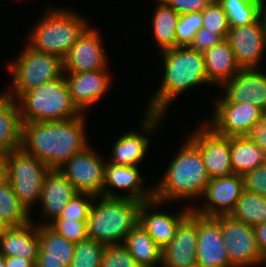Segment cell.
Segmentation results:
<instances>
[{
  "label": "cell",
  "instance_id": "39",
  "mask_svg": "<svg viewBox=\"0 0 266 267\" xmlns=\"http://www.w3.org/2000/svg\"><path fill=\"white\" fill-rule=\"evenodd\" d=\"M100 267H141L123 243L104 246Z\"/></svg>",
  "mask_w": 266,
  "mask_h": 267
},
{
  "label": "cell",
  "instance_id": "10",
  "mask_svg": "<svg viewBox=\"0 0 266 267\" xmlns=\"http://www.w3.org/2000/svg\"><path fill=\"white\" fill-rule=\"evenodd\" d=\"M105 164L89 145L74 154L59 170L77 192L102 196Z\"/></svg>",
  "mask_w": 266,
  "mask_h": 267
},
{
  "label": "cell",
  "instance_id": "19",
  "mask_svg": "<svg viewBox=\"0 0 266 267\" xmlns=\"http://www.w3.org/2000/svg\"><path fill=\"white\" fill-rule=\"evenodd\" d=\"M197 213L193 210L179 223L175 236L163 249L162 267H189L197 263Z\"/></svg>",
  "mask_w": 266,
  "mask_h": 267
},
{
  "label": "cell",
  "instance_id": "22",
  "mask_svg": "<svg viewBox=\"0 0 266 267\" xmlns=\"http://www.w3.org/2000/svg\"><path fill=\"white\" fill-rule=\"evenodd\" d=\"M161 204L163 202L156 199L142 202L139 209V224L163 250L171 242L179 223L191 212L192 207L188 206L187 209L171 215L154 210Z\"/></svg>",
  "mask_w": 266,
  "mask_h": 267
},
{
  "label": "cell",
  "instance_id": "41",
  "mask_svg": "<svg viewBox=\"0 0 266 267\" xmlns=\"http://www.w3.org/2000/svg\"><path fill=\"white\" fill-rule=\"evenodd\" d=\"M222 40L224 39L218 33L212 32L208 28H201L189 47L194 51L204 53Z\"/></svg>",
  "mask_w": 266,
  "mask_h": 267
},
{
  "label": "cell",
  "instance_id": "8",
  "mask_svg": "<svg viewBox=\"0 0 266 267\" xmlns=\"http://www.w3.org/2000/svg\"><path fill=\"white\" fill-rule=\"evenodd\" d=\"M6 180L14 193L30 212L35 202L40 201L45 175L50 168L22 148L12 150L5 157Z\"/></svg>",
  "mask_w": 266,
  "mask_h": 267
},
{
  "label": "cell",
  "instance_id": "11",
  "mask_svg": "<svg viewBox=\"0 0 266 267\" xmlns=\"http://www.w3.org/2000/svg\"><path fill=\"white\" fill-rule=\"evenodd\" d=\"M199 148L210 179L233 174L231 166V137L215 133L207 123L189 136Z\"/></svg>",
  "mask_w": 266,
  "mask_h": 267
},
{
  "label": "cell",
  "instance_id": "40",
  "mask_svg": "<svg viewBox=\"0 0 266 267\" xmlns=\"http://www.w3.org/2000/svg\"><path fill=\"white\" fill-rule=\"evenodd\" d=\"M244 189L266 197V163L243 175Z\"/></svg>",
  "mask_w": 266,
  "mask_h": 267
},
{
  "label": "cell",
  "instance_id": "50",
  "mask_svg": "<svg viewBox=\"0 0 266 267\" xmlns=\"http://www.w3.org/2000/svg\"><path fill=\"white\" fill-rule=\"evenodd\" d=\"M189 267H202L201 265H199L198 263L194 264V265H191Z\"/></svg>",
  "mask_w": 266,
  "mask_h": 267
},
{
  "label": "cell",
  "instance_id": "45",
  "mask_svg": "<svg viewBox=\"0 0 266 267\" xmlns=\"http://www.w3.org/2000/svg\"><path fill=\"white\" fill-rule=\"evenodd\" d=\"M5 267H35V264L24 257H5Z\"/></svg>",
  "mask_w": 266,
  "mask_h": 267
},
{
  "label": "cell",
  "instance_id": "27",
  "mask_svg": "<svg viewBox=\"0 0 266 267\" xmlns=\"http://www.w3.org/2000/svg\"><path fill=\"white\" fill-rule=\"evenodd\" d=\"M203 57L208 80L216 87L230 81L241 70L226 39L204 52Z\"/></svg>",
  "mask_w": 266,
  "mask_h": 267
},
{
  "label": "cell",
  "instance_id": "46",
  "mask_svg": "<svg viewBox=\"0 0 266 267\" xmlns=\"http://www.w3.org/2000/svg\"><path fill=\"white\" fill-rule=\"evenodd\" d=\"M6 181V164L4 157H0V185Z\"/></svg>",
  "mask_w": 266,
  "mask_h": 267
},
{
  "label": "cell",
  "instance_id": "30",
  "mask_svg": "<svg viewBox=\"0 0 266 267\" xmlns=\"http://www.w3.org/2000/svg\"><path fill=\"white\" fill-rule=\"evenodd\" d=\"M158 5L153 14L154 37L161 51L176 48V24L180 17L172 7L163 0H157Z\"/></svg>",
  "mask_w": 266,
  "mask_h": 267
},
{
  "label": "cell",
  "instance_id": "18",
  "mask_svg": "<svg viewBox=\"0 0 266 267\" xmlns=\"http://www.w3.org/2000/svg\"><path fill=\"white\" fill-rule=\"evenodd\" d=\"M163 116L164 114L145 112V118L143 117V123L140 125L143 133L140 134L139 132L131 131L119 137L112 148L113 152L109 158V163L124 166H138L144 159L149 148L150 139L144 133L149 134L150 132L151 134L156 130Z\"/></svg>",
  "mask_w": 266,
  "mask_h": 267
},
{
  "label": "cell",
  "instance_id": "23",
  "mask_svg": "<svg viewBox=\"0 0 266 267\" xmlns=\"http://www.w3.org/2000/svg\"><path fill=\"white\" fill-rule=\"evenodd\" d=\"M76 193L78 192L59 169H50L45 175L40 197L42 215L50 220L42 224L48 225V222L59 217Z\"/></svg>",
  "mask_w": 266,
  "mask_h": 267
},
{
  "label": "cell",
  "instance_id": "32",
  "mask_svg": "<svg viewBox=\"0 0 266 267\" xmlns=\"http://www.w3.org/2000/svg\"><path fill=\"white\" fill-rule=\"evenodd\" d=\"M0 217L9 226H22L32 221L29 211L21 203L7 180L0 185Z\"/></svg>",
  "mask_w": 266,
  "mask_h": 267
},
{
  "label": "cell",
  "instance_id": "37",
  "mask_svg": "<svg viewBox=\"0 0 266 267\" xmlns=\"http://www.w3.org/2000/svg\"><path fill=\"white\" fill-rule=\"evenodd\" d=\"M86 222L68 218H55L48 223V226L68 241L78 243L88 237Z\"/></svg>",
  "mask_w": 266,
  "mask_h": 267
},
{
  "label": "cell",
  "instance_id": "20",
  "mask_svg": "<svg viewBox=\"0 0 266 267\" xmlns=\"http://www.w3.org/2000/svg\"><path fill=\"white\" fill-rule=\"evenodd\" d=\"M143 177L138 166L115 165L109 162L105 164L104 184L102 196L107 198H129L140 202L154 199V190L143 188ZM110 189H109V188ZM112 187L128 191L125 195L119 196L112 191ZM146 190V191H145Z\"/></svg>",
  "mask_w": 266,
  "mask_h": 267
},
{
  "label": "cell",
  "instance_id": "28",
  "mask_svg": "<svg viewBox=\"0 0 266 267\" xmlns=\"http://www.w3.org/2000/svg\"><path fill=\"white\" fill-rule=\"evenodd\" d=\"M123 244L141 267L162 264L163 250L139 223L128 233Z\"/></svg>",
  "mask_w": 266,
  "mask_h": 267
},
{
  "label": "cell",
  "instance_id": "4",
  "mask_svg": "<svg viewBox=\"0 0 266 267\" xmlns=\"http://www.w3.org/2000/svg\"><path fill=\"white\" fill-rule=\"evenodd\" d=\"M98 199L99 203L93 201L89 211L87 236L104 245L124 243L128 233L139 223L142 202L103 196Z\"/></svg>",
  "mask_w": 266,
  "mask_h": 267
},
{
  "label": "cell",
  "instance_id": "1",
  "mask_svg": "<svg viewBox=\"0 0 266 267\" xmlns=\"http://www.w3.org/2000/svg\"><path fill=\"white\" fill-rule=\"evenodd\" d=\"M83 115L63 121L23 123L21 148L50 169H59L89 146Z\"/></svg>",
  "mask_w": 266,
  "mask_h": 267
},
{
  "label": "cell",
  "instance_id": "12",
  "mask_svg": "<svg viewBox=\"0 0 266 267\" xmlns=\"http://www.w3.org/2000/svg\"><path fill=\"white\" fill-rule=\"evenodd\" d=\"M213 118L207 125L225 137H242L248 129L261 120L265 113L255 104L214 102ZM210 124V125H209Z\"/></svg>",
  "mask_w": 266,
  "mask_h": 267
},
{
  "label": "cell",
  "instance_id": "48",
  "mask_svg": "<svg viewBox=\"0 0 266 267\" xmlns=\"http://www.w3.org/2000/svg\"><path fill=\"white\" fill-rule=\"evenodd\" d=\"M261 17L263 19L265 30H266V2L262 4Z\"/></svg>",
  "mask_w": 266,
  "mask_h": 267
},
{
  "label": "cell",
  "instance_id": "6",
  "mask_svg": "<svg viewBox=\"0 0 266 267\" xmlns=\"http://www.w3.org/2000/svg\"><path fill=\"white\" fill-rule=\"evenodd\" d=\"M17 102L22 123L63 121L81 114L70 99L64 74L23 93Z\"/></svg>",
  "mask_w": 266,
  "mask_h": 267
},
{
  "label": "cell",
  "instance_id": "16",
  "mask_svg": "<svg viewBox=\"0 0 266 267\" xmlns=\"http://www.w3.org/2000/svg\"><path fill=\"white\" fill-rule=\"evenodd\" d=\"M243 190V175L232 174L210 179L202 196L207 203L202 208L192 207V210L203 216L230 214Z\"/></svg>",
  "mask_w": 266,
  "mask_h": 267
},
{
  "label": "cell",
  "instance_id": "13",
  "mask_svg": "<svg viewBox=\"0 0 266 267\" xmlns=\"http://www.w3.org/2000/svg\"><path fill=\"white\" fill-rule=\"evenodd\" d=\"M226 40L241 69L259 68L266 48V30L262 17L254 23L230 27Z\"/></svg>",
  "mask_w": 266,
  "mask_h": 267
},
{
  "label": "cell",
  "instance_id": "47",
  "mask_svg": "<svg viewBox=\"0 0 266 267\" xmlns=\"http://www.w3.org/2000/svg\"><path fill=\"white\" fill-rule=\"evenodd\" d=\"M10 226L0 217V236L9 228Z\"/></svg>",
  "mask_w": 266,
  "mask_h": 267
},
{
  "label": "cell",
  "instance_id": "2",
  "mask_svg": "<svg viewBox=\"0 0 266 267\" xmlns=\"http://www.w3.org/2000/svg\"><path fill=\"white\" fill-rule=\"evenodd\" d=\"M164 60L163 83L151 97L146 113L164 114L170 103L191 87L209 83L203 53L189 46H179L161 52Z\"/></svg>",
  "mask_w": 266,
  "mask_h": 267
},
{
  "label": "cell",
  "instance_id": "34",
  "mask_svg": "<svg viewBox=\"0 0 266 267\" xmlns=\"http://www.w3.org/2000/svg\"><path fill=\"white\" fill-rule=\"evenodd\" d=\"M104 246L89 237L75 243V251L69 267H100Z\"/></svg>",
  "mask_w": 266,
  "mask_h": 267
},
{
  "label": "cell",
  "instance_id": "35",
  "mask_svg": "<svg viewBox=\"0 0 266 267\" xmlns=\"http://www.w3.org/2000/svg\"><path fill=\"white\" fill-rule=\"evenodd\" d=\"M203 26L210 31L218 33L223 39H226L230 25L227 15L217 0H212L202 10Z\"/></svg>",
  "mask_w": 266,
  "mask_h": 267
},
{
  "label": "cell",
  "instance_id": "26",
  "mask_svg": "<svg viewBox=\"0 0 266 267\" xmlns=\"http://www.w3.org/2000/svg\"><path fill=\"white\" fill-rule=\"evenodd\" d=\"M22 124L17 100L0 93V157L21 148Z\"/></svg>",
  "mask_w": 266,
  "mask_h": 267
},
{
  "label": "cell",
  "instance_id": "43",
  "mask_svg": "<svg viewBox=\"0 0 266 267\" xmlns=\"http://www.w3.org/2000/svg\"><path fill=\"white\" fill-rule=\"evenodd\" d=\"M244 137L247 140H252L263 152L266 153V114L261 120L248 129Z\"/></svg>",
  "mask_w": 266,
  "mask_h": 267
},
{
  "label": "cell",
  "instance_id": "36",
  "mask_svg": "<svg viewBox=\"0 0 266 267\" xmlns=\"http://www.w3.org/2000/svg\"><path fill=\"white\" fill-rule=\"evenodd\" d=\"M203 26L202 11L180 15L176 24L177 47L189 46Z\"/></svg>",
  "mask_w": 266,
  "mask_h": 267
},
{
  "label": "cell",
  "instance_id": "42",
  "mask_svg": "<svg viewBox=\"0 0 266 267\" xmlns=\"http://www.w3.org/2000/svg\"><path fill=\"white\" fill-rule=\"evenodd\" d=\"M178 14L202 11L212 0H163Z\"/></svg>",
  "mask_w": 266,
  "mask_h": 267
},
{
  "label": "cell",
  "instance_id": "33",
  "mask_svg": "<svg viewBox=\"0 0 266 267\" xmlns=\"http://www.w3.org/2000/svg\"><path fill=\"white\" fill-rule=\"evenodd\" d=\"M225 11L230 27L256 22L261 17L262 3L257 0H217Z\"/></svg>",
  "mask_w": 266,
  "mask_h": 267
},
{
  "label": "cell",
  "instance_id": "17",
  "mask_svg": "<svg viewBox=\"0 0 266 267\" xmlns=\"http://www.w3.org/2000/svg\"><path fill=\"white\" fill-rule=\"evenodd\" d=\"M221 87L226 93L215 102L251 103L266 114V75L259 68L241 69Z\"/></svg>",
  "mask_w": 266,
  "mask_h": 267
},
{
  "label": "cell",
  "instance_id": "24",
  "mask_svg": "<svg viewBox=\"0 0 266 267\" xmlns=\"http://www.w3.org/2000/svg\"><path fill=\"white\" fill-rule=\"evenodd\" d=\"M39 250L35 267H69L75 243L58 235L48 225L39 224Z\"/></svg>",
  "mask_w": 266,
  "mask_h": 267
},
{
  "label": "cell",
  "instance_id": "7",
  "mask_svg": "<svg viewBox=\"0 0 266 267\" xmlns=\"http://www.w3.org/2000/svg\"><path fill=\"white\" fill-rule=\"evenodd\" d=\"M13 75V92L5 94L18 99L40 85L53 81L63 75V60L53 54L39 52L28 44L15 61L8 64Z\"/></svg>",
  "mask_w": 266,
  "mask_h": 267
},
{
  "label": "cell",
  "instance_id": "3",
  "mask_svg": "<svg viewBox=\"0 0 266 267\" xmlns=\"http://www.w3.org/2000/svg\"><path fill=\"white\" fill-rule=\"evenodd\" d=\"M185 141L153 187L154 199L158 201L201 198L210 182L199 148L189 138Z\"/></svg>",
  "mask_w": 266,
  "mask_h": 267
},
{
  "label": "cell",
  "instance_id": "9",
  "mask_svg": "<svg viewBox=\"0 0 266 267\" xmlns=\"http://www.w3.org/2000/svg\"><path fill=\"white\" fill-rule=\"evenodd\" d=\"M219 224L228 258L234 267H251L266 263L252 226L230 214L219 215Z\"/></svg>",
  "mask_w": 266,
  "mask_h": 267
},
{
  "label": "cell",
  "instance_id": "15",
  "mask_svg": "<svg viewBox=\"0 0 266 267\" xmlns=\"http://www.w3.org/2000/svg\"><path fill=\"white\" fill-rule=\"evenodd\" d=\"M196 261L202 267H234L225 249L219 215L197 213Z\"/></svg>",
  "mask_w": 266,
  "mask_h": 267
},
{
  "label": "cell",
  "instance_id": "49",
  "mask_svg": "<svg viewBox=\"0 0 266 267\" xmlns=\"http://www.w3.org/2000/svg\"><path fill=\"white\" fill-rule=\"evenodd\" d=\"M0 267H5V256L0 253Z\"/></svg>",
  "mask_w": 266,
  "mask_h": 267
},
{
  "label": "cell",
  "instance_id": "29",
  "mask_svg": "<svg viewBox=\"0 0 266 267\" xmlns=\"http://www.w3.org/2000/svg\"><path fill=\"white\" fill-rule=\"evenodd\" d=\"M266 163V153L252 140L231 137V166L233 174L244 175L246 172Z\"/></svg>",
  "mask_w": 266,
  "mask_h": 267
},
{
  "label": "cell",
  "instance_id": "14",
  "mask_svg": "<svg viewBox=\"0 0 266 267\" xmlns=\"http://www.w3.org/2000/svg\"><path fill=\"white\" fill-rule=\"evenodd\" d=\"M99 32L87 27L63 59L64 73L106 70L107 58Z\"/></svg>",
  "mask_w": 266,
  "mask_h": 267
},
{
  "label": "cell",
  "instance_id": "5",
  "mask_svg": "<svg viewBox=\"0 0 266 267\" xmlns=\"http://www.w3.org/2000/svg\"><path fill=\"white\" fill-rule=\"evenodd\" d=\"M72 11L48 8L31 30L27 44L36 51L53 54L63 60L80 35L90 26L87 19Z\"/></svg>",
  "mask_w": 266,
  "mask_h": 267
},
{
  "label": "cell",
  "instance_id": "44",
  "mask_svg": "<svg viewBox=\"0 0 266 267\" xmlns=\"http://www.w3.org/2000/svg\"><path fill=\"white\" fill-rule=\"evenodd\" d=\"M253 228L259 250L262 254L263 259L266 261V223L258 224Z\"/></svg>",
  "mask_w": 266,
  "mask_h": 267
},
{
  "label": "cell",
  "instance_id": "31",
  "mask_svg": "<svg viewBox=\"0 0 266 267\" xmlns=\"http://www.w3.org/2000/svg\"><path fill=\"white\" fill-rule=\"evenodd\" d=\"M230 215L252 227L266 223V197L244 189Z\"/></svg>",
  "mask_w": 266,
  "mask_h": 267
},
{
  "label": "cell",
  "instance_id": "21",
  "mask_svg": "<svg viewBox=\"0 0 266 267\" xmlns=\"http://www.w3.org/2000/svg\"><path fill=\"white\" fill-rule=\"evenodd\" d=\"M106 72L107 70H95L64 74L70 99L81 113L98 102L110 89L111 79Z\"/></svg>",
  "mask_w": 266,
  "mask_h": 267
},
{
  "label": "cell",
  "instance_id": "51",
  "mask_svg": "<svg viewBox=\"0 0 266 267\" xmlns=\"http://www.w3.org/2000/svg\"><path fill=\"white\" fill-rule=\"evenodd\" d=\"M260 1L262 4L266 2V0H257Z\"/></svg>",
  "mask_w": 266,
  "mask_h": 267
},
{
  "label": "cell",
  "instance_id": "25",
  "mask_svg": "<svg viewBox=\"0 0 266 267\" xmlns=\"http://www.w3.org/2000/svg\"><path fill=\"white\" fill-rule=\"evenodd\" d=\"M38 250V225L32 221L22 226H10L0 236V253L5 257H24L35 264Z\"/></svg>",
  "mask_w": 266,
  "mask_h": 267
},
{
  "label": "cell",
  "instance_id": "38",
  "mask_svg": "<svg viewBox=\"0 0 266 267\" xmlns=\"http://www.w3.org/2000/svg\"><path fill=\"white\" fill-rule=\"evenodd\" d=\"M98 200V196L89 193H76L68 204L64 207L59 217L75 219L77 221H87L93 201Z\"/></svg>",
  "mask_w": 266,
  "mask_h": 267
}]
</instances>
